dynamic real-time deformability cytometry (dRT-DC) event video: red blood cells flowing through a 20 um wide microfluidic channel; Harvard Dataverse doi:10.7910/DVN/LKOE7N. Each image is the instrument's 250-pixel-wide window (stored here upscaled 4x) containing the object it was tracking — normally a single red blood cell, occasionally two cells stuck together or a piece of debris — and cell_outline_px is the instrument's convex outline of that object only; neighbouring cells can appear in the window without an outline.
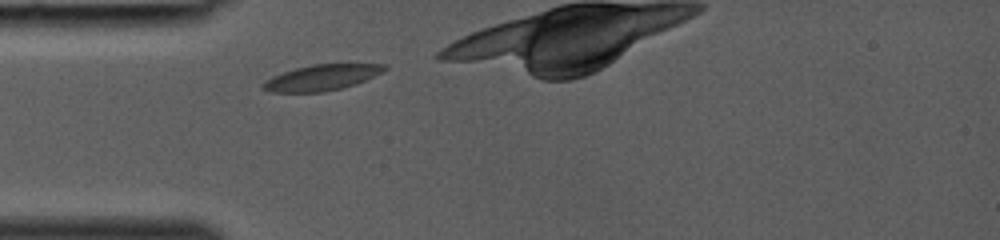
{"species": "common noctule bat (a hibernating species)", "species_latin": "Nyctalus noctula", "temperature_condition": "room temperature", "stored_images_in_passage": 6, "camera_frame_rate_fps": 3000, "um_per_image_px": 0.085, "animal": {"sex": "female", "body_mass_g": 19.0, "forearm_length_mm": 53.3}, "frame": {"image": 1, "passage_image": 1, "time_ms": 0.0, "image_size_px": [1000, 240], "cell_outline_px": [[388, 68], [384, 72], [356, 84], [324, 92], [268, 92], [260, 88], [260, 84], [264, 80], [272, 76], [296, 68], [312, 64], [384, 64]], "centroid_in_image_um": [27.31, 6.6], "position_along_channel_um": 57.7, "area_um2": 18.38}}
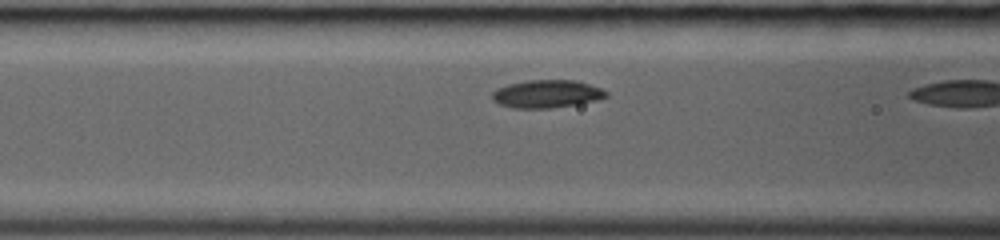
{"frame": {"image": 2, "passage_image": 5, "time_ms": 1.333, "image_size_px": [1000, 240], "cell_outline_px": [[608, 96], [596, 100], [576, 104], [552, 108], [512, 108], [500, 104], [492, 100], [492, 92], [496, 88], [508, 84], [528, 80], [576, 80], [600, 88], [608, 92]], "centroid_in_image_um": [46.45, 7.98], "position_along_channel_um": 120.2, "area_um2": 18.5}}